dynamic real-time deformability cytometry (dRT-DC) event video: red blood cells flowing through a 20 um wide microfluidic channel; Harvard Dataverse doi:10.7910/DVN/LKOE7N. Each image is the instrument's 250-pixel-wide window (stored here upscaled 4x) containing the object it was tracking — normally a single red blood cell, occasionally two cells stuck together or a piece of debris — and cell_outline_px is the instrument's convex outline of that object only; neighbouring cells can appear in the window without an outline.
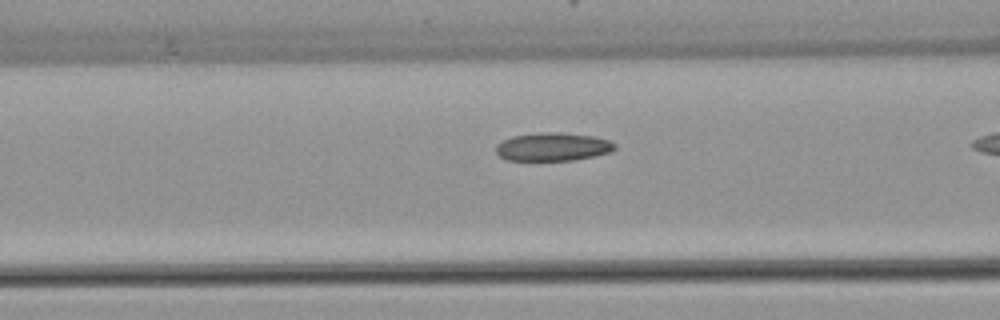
{"species": "common noctule bat (a hibernating species)", "species_latin": "Nyctalus noctula", "temperature_condition": "warm", "stored_images_in_passage": 26, "camera_frame_rate_fps": 3000, "um_per_image_px": 0.085, "animal": {"sex": "female", "body_mass_g": 22.7, "forearm_length_mm": 54.2}, "frame": {"image": 1, "passage_image": 12, "time_ms": 3.667, "image_size_px": [1000, 320], "cell_outline_px": [[616, 148], [612, 152], [572, 160], [504, 160], [496, 152], [496, 144], [512, 136], [540, 132], [560, 132], [592, 136], [608, 140], [616, 144]], "centroid_in_image_um": [46.98, 12.47], "position_along_channel_um": 119.6, "area_um2": 19.54}}
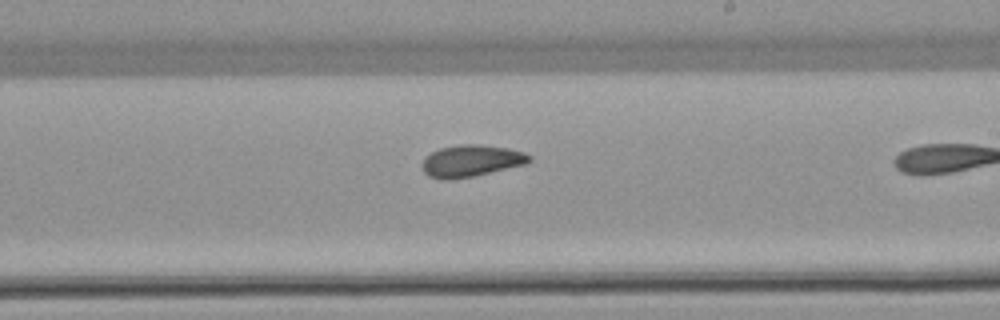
{"frame": {"image": 2, "passage_image": 22, "time_ms": 7.0, "image_size_px": [1000, 320], "cell_outline_px": [[532, 160], [528, 164], [472, 176], [444, 180], [428, 176], [424, 172], [420, 164], [424, 156], [440, 148], [460, 144], [480, 144], [508, 148], [524, 152], [532, 156]], "centroid_in_image_um": [40.05, 13.66], "position_along_channel_um": 249.0, "area_um2": 20.06}}